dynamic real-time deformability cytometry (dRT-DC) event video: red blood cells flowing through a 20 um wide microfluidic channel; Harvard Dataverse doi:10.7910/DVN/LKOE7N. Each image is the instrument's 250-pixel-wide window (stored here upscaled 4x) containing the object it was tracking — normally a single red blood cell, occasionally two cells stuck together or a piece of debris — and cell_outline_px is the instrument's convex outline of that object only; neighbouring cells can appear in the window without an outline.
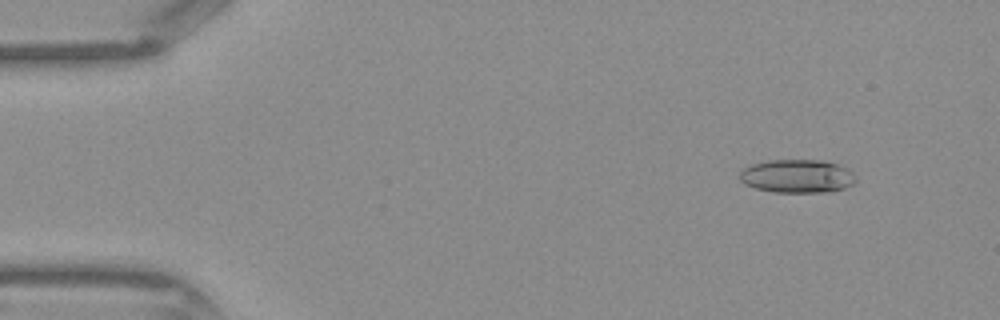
{"species": "Egyptian fruit bat (a non-hibernating species)", "species_latin": "Rousettus aegyptiacus", "temperature_condition": "warm", "stored_images_in_passage": 44, "camera_frame_rate_fps": 3000, "um_per_image_px": 0.085, "frame": {"image": 1, "passage_image": 5, "time_ms": 1.333, "image_size_px": [1000, 320], "cell_outline_px": [[856, 180], [852, 184], [844, 188], [832, 192], [772, 192], [756, 188], [744, 184], [740, 180], [740, 172], [744, 168], [752, 164], [768, 160], [820, 160], [836, 164], [844, 168], [856, 176]], "centroid_in_image_um": [67.74, 14.98], "position_along_channel_um": 17.3, "area_um2": 22.48}}
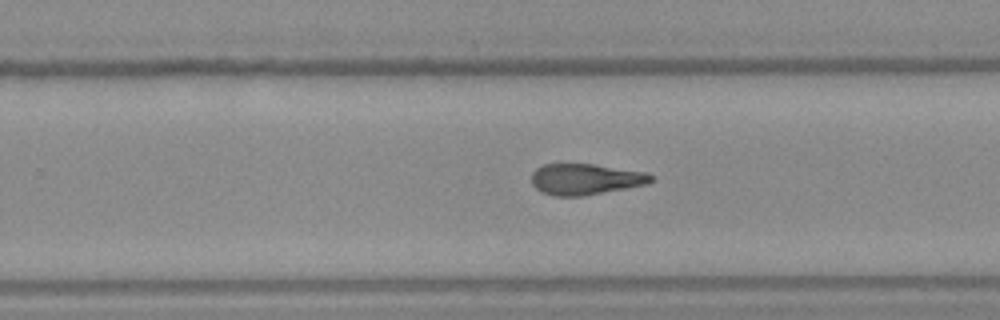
{"frame": {"image": 2, "passage_image": 28, "time_ms": 9.0, "image_size_px": [1000, 320], "cell_outline_px": [[656, 176], [648, 184], [584, 196], [552, 196], [540, 192], [532, 184], [532, 172], [536, 168], [544, 164], [592, 164], [648, 172]], "centroid_in_image_um": [49.78, 15.24], "position_along_channel_um": 280.0, "area_um2": 21.85}}
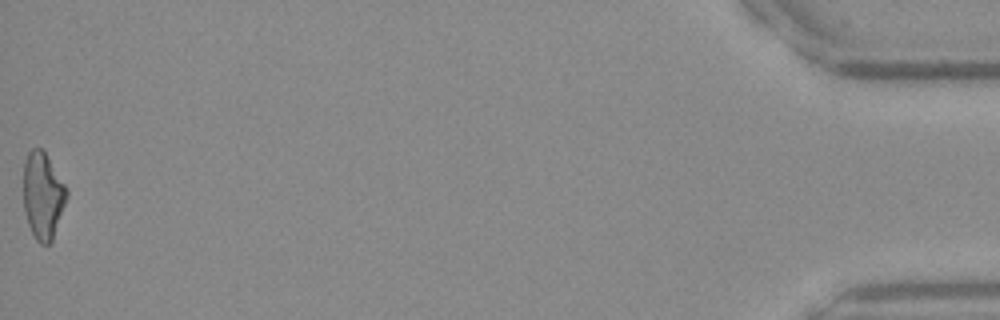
{"frame": {"image": 3, "passage_image": 44, "time_ms": 14.333, "image_size_px": [1000, 320], "cell_outline_px": [[68, 196], [52, 240], [48, 244], [40, 244], [36, 240], [28, 224], [24, 212], [24, 164], [28, 152], [32, 148], [40, 148], [44, 152], [64, 184], [68, 192]], "centroid_in_image_um": [3.63, 16.65], "position_along_channel_um": 431.6, "area_um2": 21.5}}